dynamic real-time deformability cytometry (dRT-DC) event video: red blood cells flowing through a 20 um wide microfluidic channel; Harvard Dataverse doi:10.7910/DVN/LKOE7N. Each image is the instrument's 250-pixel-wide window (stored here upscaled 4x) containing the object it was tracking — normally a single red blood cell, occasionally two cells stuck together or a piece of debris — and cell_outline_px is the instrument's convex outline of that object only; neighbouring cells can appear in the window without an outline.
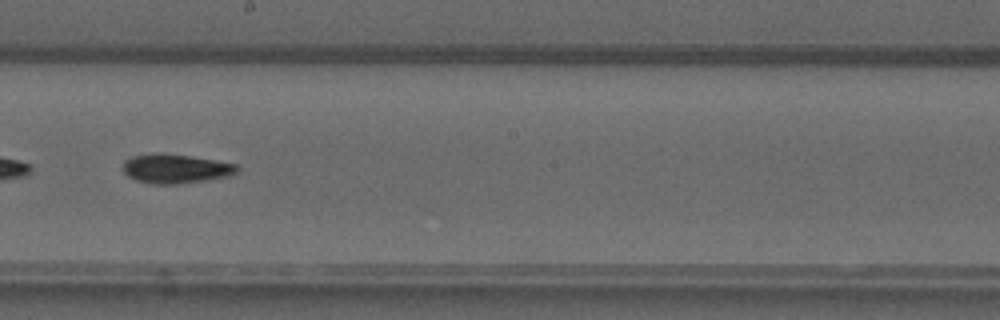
{"species": "common noctule bat (a hibernating species)", "species_latin": "Nyctalus noctula", "temperature_condition": "warm", "stored_images_in_passage": 48, "camera_frame_rate_fps": 3000, "um_per_image_px": 0.085, "animal": {"sex": "male", "forearm_length_mm": 52.5}, "frame": {"image": 1, "passage_image": 27, "time_ms": 8.667, "image_size_px": [1000, 320], "cell_outline_px": [[240, 168], [236, 172], [228, 176], [208, 180], [180, 184], [152, 184], [136, 180], [128, 176], [124, 172], [124, 160], [132, 156], [152, 152], [160, 152], [216, 160], [236, 164]], "centroid_in_image_um": [14.91, 14.33], "position_along_channel_um": 233.3, "area_um2": 19.59}}